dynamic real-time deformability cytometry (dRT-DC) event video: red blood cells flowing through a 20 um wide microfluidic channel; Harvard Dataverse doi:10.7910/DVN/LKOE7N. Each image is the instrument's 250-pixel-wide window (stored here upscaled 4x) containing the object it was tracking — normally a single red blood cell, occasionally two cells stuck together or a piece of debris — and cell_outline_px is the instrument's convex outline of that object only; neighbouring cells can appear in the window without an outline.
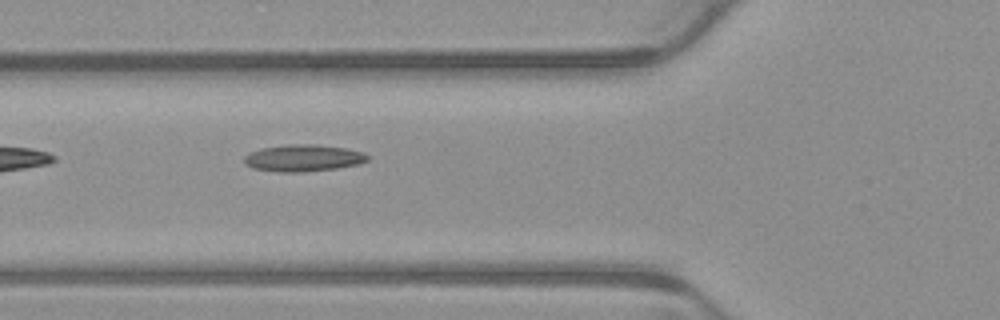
{"species": "common noctule bat (a hibernating species)", "species_latin": "Nyctalus noctula", "temperature_condition": "warm", "stored_images_in_passage": 5, "camera_frame_rate_fps": 3000, "um_per_image_px": 0.085, "animal": {"sex": "male", "body_mass_g": 23.1, "forearm_length_mm": 52.7}, "frame": {"image": 1, "passage_image": 5, "time_ms": 1.333, "image_size_px": [1000, 320], "cell_outline_px": [[368, 160], [360, 164], [336, 168], [300, 172], [280, 172], [252, 168], [244, 164], [244, 156], [260, 148], [284, 144], [316, 144], [348, 148], [364, 152], [368, 156]], "centroid_in_image_um": [25.78, 13.42], "position_along_channel_um": 100.0, "area_um2": 19.48}}